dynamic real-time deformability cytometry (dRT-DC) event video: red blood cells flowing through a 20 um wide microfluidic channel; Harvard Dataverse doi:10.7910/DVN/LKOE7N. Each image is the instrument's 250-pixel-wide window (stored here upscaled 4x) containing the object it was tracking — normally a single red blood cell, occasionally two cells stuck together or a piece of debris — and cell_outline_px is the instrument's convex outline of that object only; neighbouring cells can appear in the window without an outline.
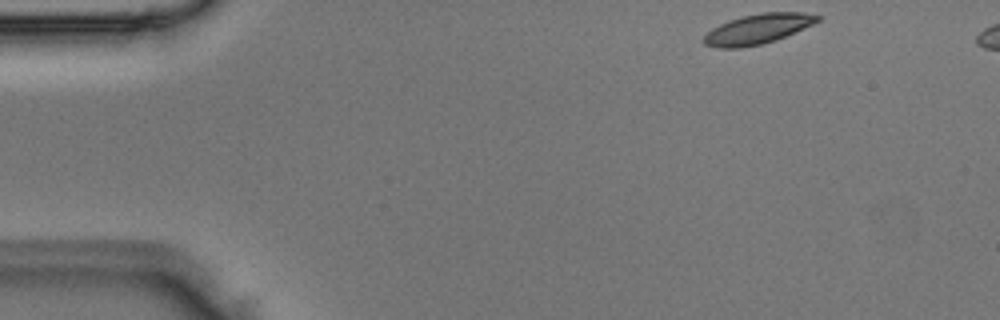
{"species": "Egyptian fruit bat (a non-hibernating species)", "species_latin": "Rousettus aegyptiacus", "temperature_condition": "room temperature", "stored_images_in_passage": 4, "camera_frame_rate_fps": 3000, "um_per_image_px": 0.085, "animal": {"sex": "male"}, "frame": {"image": 1, "passage_image": 1, "time_ms": 0.0, "image_size_px": [1000, 320], "cell_outline_px": [[820, 20], [812, 24], [776, 40], [760, 44], [740, 48], [716, 48], [704, 44], [700, 40], [712, 28], [728, 20], [740, 16], [760, 12], [804, 12], [820, 16]], "centroid_in_image_um": [64.35, 2.46], "position_along_channel_um": 20.6, "area_um2": 19.88}}
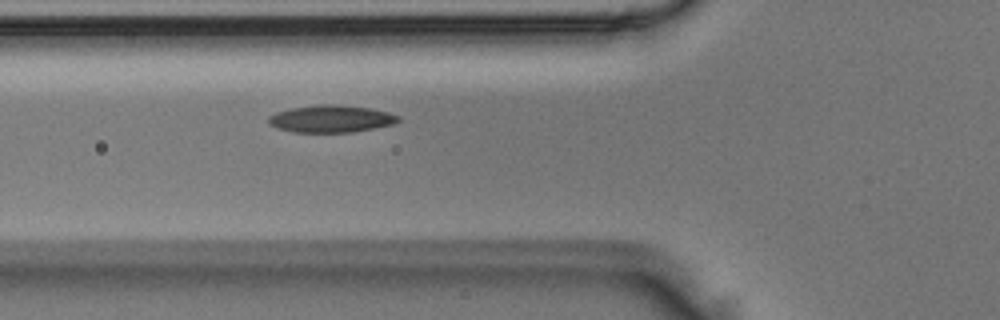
{"frame": {"image": 2, "passage_image": 4, "time_ms": 1.0, "image_size_px": [1000, 320], "cell_outline_px": [[400, 120], [392, 124], [352, 132], [292, 132], [276, 128], [268, 124], [268, 116], [276, 112], [292, 108], [320, 104], [336, 104], [372, 108], [388, 112], [400, 116]], "centroid_in_image_um": [28.11, 10.09], "position_along_channel_um": 97.7, "area_um2": 20.63}}